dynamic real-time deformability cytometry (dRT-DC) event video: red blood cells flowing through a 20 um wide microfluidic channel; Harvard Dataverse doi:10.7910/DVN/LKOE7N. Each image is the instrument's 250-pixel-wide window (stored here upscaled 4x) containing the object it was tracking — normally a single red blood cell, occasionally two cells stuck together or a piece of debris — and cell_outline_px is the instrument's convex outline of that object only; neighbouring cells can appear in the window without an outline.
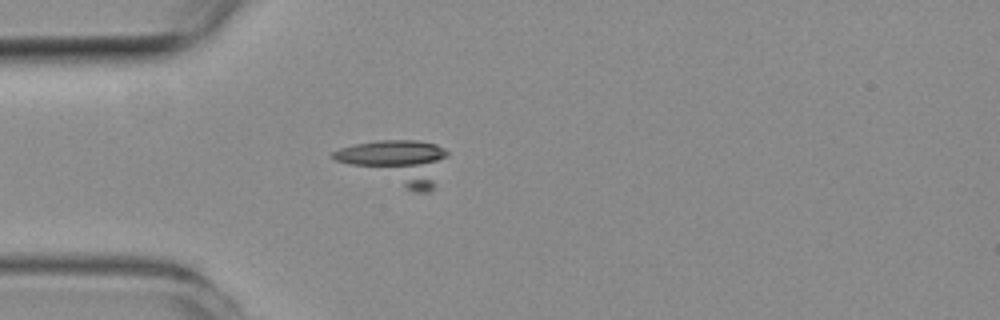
{"species": "common noctule bat (a hibernating species)", "species_latin": "Nyctalus noctula", "temperature_condition": "room temperature", "stored_images_in_passage": 34, "camera_frame_rate_fps": 3000, "um_per_image_px": 0.085, "animal": {"sex": "female", "body_mass_g": 19.3, "forearm_length_mm": 54.1}, "frame": {"image": 1, "passage_image": 16, "time_ms": 5.0, "image_size_px": [1000, 320], "cell_outline_px": [[448, 156], [432, 188], [428, 192], [412, 192], [336, 160], [332, 156], [332, 152], [340, 148], [356, 144], [380, 140], [416, 140], [436, 144], [444, 148], [448, 152]], "centroid_in_image_um": [33.76, 13.76], "position_along_channel_um": 51.2, "area_um2": 28.9}}